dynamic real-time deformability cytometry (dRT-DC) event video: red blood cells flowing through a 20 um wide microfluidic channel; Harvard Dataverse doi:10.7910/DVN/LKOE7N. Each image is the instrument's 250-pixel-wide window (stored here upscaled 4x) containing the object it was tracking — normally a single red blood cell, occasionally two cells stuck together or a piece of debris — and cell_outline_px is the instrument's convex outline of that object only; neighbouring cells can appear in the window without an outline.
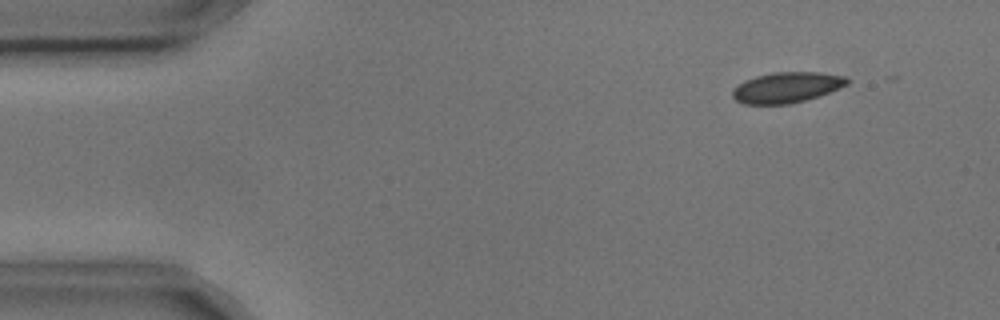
{"species": "common noctule bat (a hibernating species)", "species_latin": "Nyctalus noctula", "temperature_condition": "cold", "stored_images_in_passage": 4, "camera_frame_rate_fps": 3000, "um_per_image_px": 0.085, "animal": {"sex": "male", "body_mass_g": 17.9, "forearm_length_mm": 54.2}, "frame": {"image": 1, "passage_image": 2, "time_ms": 0.333, "image_size_px": [1000, 320], "cell_outline_px": [[848, 84], [828, 92], [804, 100], [788, 104], [744, 104], [736, 100], [732, 96], [732, 92], [744, 80], [756, 76], [772, 72], [820, 72], [844, 76], [848, 80]], "centroid_in_image_um": [66.85, 7.42], "position_along_channel_um": 18.2, "area_um2": 20.11}}